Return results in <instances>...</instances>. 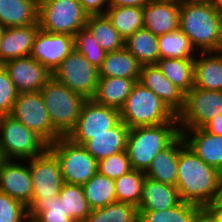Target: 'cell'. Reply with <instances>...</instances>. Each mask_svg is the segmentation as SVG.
I'll use <instances>...</instances> for the list:
<instances>
[{
    "instance_id": "cell-48",
    "label": "cell",
    "mask_w": 222,
    "mask_h": 222,
    "mask_svg": "<svg viewBox=\"0 0 222 222\" xmlns=\"http://www.w3.org/2000/svg\"><path fill=\"white\" fill-rule=\"evenodd\" d=\"M217 218L218 222H222V207H208Z\"/></svg>"
},
{
    "instance_id": "cell-13",
    "label": "cell",
    "mask_w": 222,
    "mask_h": 222,
    "mask_svg": "<svg viewBox=\"0 0 222 222\" xmlns=\"http://www.w3.org/2000/svg\"><path fill=\"white\" fill-rule=\"evenodd\" d=\"M33 185L32 200L55 198L64 180L56 156L47 149L43 154L29 159Z\"/></svg>"
},
{
    "instance_id": "cell-50",
    "label": "cell",
    "mask_w": 222,
    "mask_h": 222,
    "mask_svg": "<svg viewBox=\"0 0 222 222\" xmlns=\"http://www.w3.org/2000/svg\"><path fill=\"white\" fill-rule=\"evenodd\" d=\"M213 3H214V6H215V9L222 16V0H214Z\"/></svg>"
},
{
    "instance_id": "cell-17",
    "label": "cell",
    "mask_w": 222,
    "mask_h": 222,
    "mask_svg": "<svg viewBox=\"0 0 222 222\" xmlns=\"http://www.w3.org/2000/svg\"><path fill=\"white\" fill-rule=\"evenodd\" d=\"M180 2L152 0L143 7V28L156 36L179 28Z\"/></svg>"
},
{
    "instance_id": "cell-11",
    "label": "cell",
    "mask_w": 222,
    "mask_h": 222,
    "mask_svg": "<svg viewBox=\"0 0 222 222\" xmlns=\"http://www.w3.org/2000/svg\"><path fill=\"white\" fill-rule=\"evenodd\" d=\"M10 115L41 136L48 144L62 137L52 127L40 91L19 93Z\"/></svg>"
},
{
    "instance_id": "cell-35",
    "label": "cell",
    "mask_w": 222,
    "mask_h": 222,
    "mask_svg": "<svg viewBox=\"0 0 222 222\" xmlns=\"http://www.w3.org/2000/svg\"><path fill=\"white\" fill-rule=\"evenodd\" d=\"M145 177L144 171L132 169L114 180L116 201L129 203L138 208L142 199Z\"/></svg>"
},
{
    "instance_id": "cell-16",
    "label": "cell",
    "mask_w": 222,
    "mask_h": 222,
    "mask_svg": "<svg viewBox=\"0 0 222 222\" xmlns=\"http://www.w3.org/2000/svg\"><path fill=\"white\" fill-rule=\"evenodd\" d=\"M19 93L38 92L52 73L31 56L8 60L2 64Z\"/></svg>"
},
{
    "instance_id": "cell-21",
    "label": "cell",
    "mask_w": 222,
    "mask_h": 222,
    "mask_svg": "<svg viewBox=\"0 0 222 222\" xmlns=\"http://www.w3.org/2000/svg\"><path fill=\"white\" fill-rule=\"evenodd\" d=\"M180 134L168 147L161 150L145 171V176L161 183L176 186L179 151L185 146Z\"/></svg>"
},
{
    "instance_id": "cell-46",
    "label": "cell",
    "mask_w": 222,
    "mask_h": 222,
    "mask_svg": "<svg viewBox=\"0 0 222 222\" xmlns=\"http://www.w3.org/2000/svg\"><path fill=\"white\" fill-rule=\"evenodd\" d=\"M152 0H110L109 6H134L144 7Z\"/></svg>"
},
{
    "instance_id": "cell-9",
    "label": "cell",
    "mask_w": 222,
    "mask_h": 222,
    "mask_svg": "<svg viewBox=\"0 0 222 222\" xmlns=\"http://www.w3.org/2000/svg\"><path fill=\"white\" fill-rule=\"evenodd\" d=\"M222 115V91L193 87L184 96L183 110L177 115L180 131L202 128Z\"/></svg>"
},
{
    "instance_id": "cell-22",
    "label": "cell",
    "mask_w": 222,
    "mask_h": 222,
    "mask_svg": "<svg viewBox=\"0 0 222 222\" xmlns=\"http://www.w3.org/2000/svg\"><path fill=\"white\" fill-rule=\"evenodd\" d=\"M194 87L222 91V51L198 52L194 58Z\"/></svg>"
},
{
    "instance_id": "cell-37",
    "label": "cell",
    "mask_w": 222,
    "mask_h": 222,
    "mask_svg": "<svg viewBox=\"0 0 222 222\" xmlns=\"http://www.w3.org/2000/svg\"><path fill=\"white\" fill-rule=\"evenodd\" d=\"M28 217L31 222H74L66 216L63 202L58 196L44 200H32L28 207Z\"/></svg>"
},
{
    "instance_id": "cell-49",
    "label": "cell",
    "mask_w": 222,
    "mask_h": 222,
    "mask_svg": "<svg viewBox=\"0 0 222 222\" xmlns=\"http://www.w3.org/2000/svg\"><path fill=\"white\" fill-rule=\"evenodd\" d=\"M180 3H195V2H200V3H213L214 0H178Z\"/></svg>"
},
{
    "instance_id": "cell-52",
    "label": "cell",
    "mask_w": 222,
    "mask_h": 222,
    "mask_svg": "<svg viewBox=\"0 0 222 222\" xmlns=\"http://www.w3.org/2000/svg\"><path fill=\"white\" fill-rule=\"evenodd\" d=\"M1 34H2V28L0 27V37H1Z\"/></svg>"
},
{
    "instance_id": "cell-19",
    "label": "cell",
    "mask_w": 222,
    "mask_h": 222,
    "mask_svg": "<svg viewBox=\"0 0 222 222\" xmlns=\"http://www.w3.org/2000/svg\"><path fill=\"white\" fill-rule=\"evenodd\" d=\"M39 29V24L2 28L0 65L8 60L30 56Z\"/></svg>"
},
{
    "instance_id": "cell-32",
    "label": "cell",
    "mask_w": 222,
    "mask_h": 222,
    "mask_svg": "<svg viewBox=\"0 0 222 222\" xmlns=\"http://www.w3.org/2000/svg\"><path fill=\"white\" fill-rule=\"evenodd\" d=\"M105 14L125 40L143 28V7L109 6Z\"/></svg>"
},
{
    "instance_id": "cell-34",
    "label": "cell",
    "mask_w": 222,
    "mask_h": 222,
    "mask_svg": "<svg viewBox=\"0 0 222 222\" xmlns=\"http://www.w3.org/2000/svg\"><path fill=\"white\" fill-rule=\"evenodd\" d=\"M58 198L63 202L66 216L74 222H83L91 212L82 185L64 183Z\"/></svg>"
},
{
    "instance_id": "cell-3",
    "label": "cell",
    "mask_w": 222,
    "mask_h": 222,
    "mask_svg": "<svg viewBox=\"0 0 222 222\" xmlns=\"http://www.w3.org/2000/svg\"><path fill=\"white\" fill-rule=\"evenodd\" d=\"M178 121L156 126L130 128L126 151L132 169L146 171L153 158L168 147L179 135Z\"/></svg>"
},
{
    "instance_id": "cell-5",
    "label": "cell",
    "mask_w": 222,
    "mask_h": 222,
    "mask_svg": "<svg viewBox=\"0 0 222 222\" xmlns=\"http://www.w3.org/2000/svg\"><path fill=\"white\" fill-rule=\"evenodd\" d=\"M52 127L67 137L75 128L85 97L70 90L53 76L40 90Z\"/></svg>"
},
{
    "instance_id": "cell-26",
    "label": "cell",
    "mask_w": 222,
    "mask_h": 222,
    "mask_svg": "<svg viewBox=\"0 0 222 222\" xmlns=\"http://www.w3.org/2000/svg\"><path fill=\"white\" fill-rule=\"evenodd\" d=\"M136 81L122 77H99L92 98L96 103L120 110Z\"/></svg>"
},
{
    "instance_id": "cell-6",
    "label": "cell",
    "mask_w": 222,
    "mask_h": 222,
    "mask_svg": "<svg viewBox=\"0 0 222 222\" xmlns=\"http://www.w3.org/2000/svg\"><path fill=\"white\" fill-rule=\"evenodd\" d=\"M49 144L11 115L0 116V150L4 159L28 160L43 154Z\"/></svg>"
},
{
    "instance_id": "cell-45",
    "label": "cell",
    "mask_w": 222,
    "mask_h": 222,
    "mask_svg": "<svg viewBox=\"0 0 222 222\" xmlns=\"http://www.w3.org/2000/svg\"><path fill=\"white\" fill-rule=\"evenodd\" d=\"M202 128L209 133L222 136V115L213 117Z\"/></svg>"
},
{
    "instance_id": "cell-2",
    "label": "cell",
    "mask_w": 222,
    "mask_h": 222,
    "mask_svg": "<svg viewBox=\"0 0 222 222\" xmlns=\"http://www.w3.org/2000/svg\"><path fill=\"white\" fill-rule=\"evenodd\" d=\"M179 28L198 52L222 51V16L214 3H180Z\"/></svg>"
},
{
    "instance_id": "cell-28",
    "label": "cell",
    "mask_w": 222,
    "mask_h": 222,
    "mask_svg": "<svg viewBox=\"0 0 222 222\" xmlns=\"http://www.w3.org/2000/svg\"><path fill=\"white\" fill-rule=\"evenodd\" d=\"M125 48L141 65H155L160 59L158 36L142 28L125 40Z\"/></svg>"
},
{
    "instance_id": "cell-51",
    "label": "cell",
    "mask_w": 222,
    "mask_h": 222,
    "mask_svg": "<svg viewBox=\"0 0 222 222\" xmlns=\"http://www.w3.org/2000/svg\"><path fill=\"white\" fill-rule=\"evenodd\" d=\"M4 158H3V155L1 153V150H0V166H1V163L3 162Z\"/></svg>"
},
{
    "instance_id": "cell-7",
    "label": "cell",
    "mask_w": 222,
    "mask_h": 222,
    "mask_svg": "<svg viewBox=\"0 0 222 222\" xmlns=\"http://www.w3.org/2000/svg\"><path fill=\"white\" fill-rule=\"evenodd\" d=\"M48 149L57 158L64 183L83 185L98 172V161L68 137H59Z\"/></svg>"
},
{
    "instance_id": "cell-29",
    "label": "cell",
    "mask_w": 222,
    "mask_h": 222,
    "mask_svg": "<svg viewBox=\"0 0 222 222\" xmlns=\"http://www.w3.org/2000/svg\"><path fill=\"white\" fill-rule=\"evenodd\" d=\"M85 28L106 53L125 47V39L113 27L106 14L89 15Z\"/></svg>"
},
{
    "instance_id": "cell-42",
    "label": "cell",
    "mask_w": 222,
    "mask_h": 222,
    "mask_svg": "<svg viewBox=\"0 0 222 222\" xmlns=\"http://www.w3.org/2000/svg\"><path fill=\"white\" fill-rule=\"evenodd\" d=\"M19 92L6 69L0 65V116L10 115Z\"/></svg>"
},
{
    "instance_id": "cell-27",
    "label": "cell",
    "mask_w": 222,
    "mask_h": 222,
    "mask_svg": "<svg viewBox=\"0 0 222 222\" xmlns=\"http://www.w3.org/2000/svg\"><path fill=\"white\" fill-rule=\"evenodd\" d=\"M141 64L124 47L120 50L106 53L105 59L99 68V77H122L139 80Z\"/></svg>"
},
{
    "instance_id": "cell-31",
    "label": "cell",
    "mask_w": 222,
    "mask_h": 222,
    "mask_svg": "<svg viewBox=\"0 0 222 222\" xmlns=\"http://www.w3.org/2000/svg\"><path fill=\"white\" fill-rule=\"evenodd\" d=\"M158 47L160 59L195 58L198 54L191 40L180 28L158 36Z\"/></svg>"
},
{
    "instance_id": "cell-38",
    "label": "cell",
    "mask_w": 222,
    "mask_h": 222,
    "mask_svg": "<svg viewBox=\"0 0 222 222\" xmlns=\"http://www.w3.org/2000/svg\"><path fill=\"white\" fill-rule=\"evenodd\" d=\"M201 206L182 201L174 208L163 211H139L138 222H193Z\"/></svg>"
},
{
    "instance_id": "cell-25",
    "label": "cell",
    "mask_w": 222,
    "mask_h": 222,
    "mask_svg": "<svg viewBox=\"0 0 222 222\" xmlns=\"http://www.w3.org/2000/svg\"><path fill=\"white\" fill-rule=\"evenodd\" d=\"M39 0H1L0 27L10 28L38 23Z\"/></svg>"
},
{
    "instance_id": "cell-10",
    "label": "cell",
    "mask_w": 222,
    "mask_h": 222,
    "mask_svg": "<svg viewBox=\"0 0 222 222\" xmlns=\"http://www.w3.org/2000/svg\"><path fill=\"white\" fill-rule=\"evenodd\" d=\"M52 76L70 90L86 99H92L99 81V69L73 49L55 69Z\"/></svg>"
},
{
    "instance_id": "cell-30",
    "label": "cell",
    "mask_w": 222,
    "mask_h": 222,
    "mask_svg": "<svg viewBox=\"0 0 222 222\" xmlns=\"http://www.w3.org/2000/svg\"><path fill=\"white\" fill-rule=\"evenodd\" d=\"M155 65L184 94L194 87V58H163Z\"/></svg>"
},
{
    "instance_id": "cell-43",
    "label": "cell",
    "mask_w": 222,
    "mask_h": 222,
    "mask_svg": "<svg viewBox=\"0 0 222 222\" xmlns=\"http://www.w3.org/2000/svg\"><path fill=\"white\" fill-rule=\"evenodd\" d=\"M88 15L105 14L110 0H78Z\"/></svg>"
},
{
    "instance_id": "cell-15",
    "label": "cell",
    "mask_w": 222,
    "mask_h": 222,
    "mask_svg": "<svg viewBox=\"0 0 222 222\" xmlns=\"http://www.w3.org/2000/svg\"><path fill=\"white\" fill-rule=\"evenodd\" d=\"M0 191L20 201L26 207L31 205L33 185L29 159L24 161L16 159L3 160L0 166Z\"/></svg>"
},
{
    "instance_id": "cell-14",
    "label": "cell",
    "mask_w": 222,
    "mask_h": 222,
    "mask_svg": "<svg viewBox=\"0 0 222 222\" xmlns=\"http://www.w3.org/2000/svg\"><path fill=\"white\" fill-rule=\"evenodd\" d=\"M73 49L74 37L39 29L30 56L53 73Z\"/></svg>"
},
{
    "instance_id": "cell-8",
    "label": "cell",
    "mask_w": 222,
    "mask_h": 222,
    "mask_svg": "<svg viewBox=\"0 0 222 222\" xmlns=\"http://www.w3.org/2000/svg\"><path fill=\"white\" fill-rule=\"evenodd\" d=\"M88 16L78 0H39L38 23L45 32L74 37L85 28Z\"/></svg>"
},
{
    "instance_id": "cell-23",
    "label": "cell",
    "mask_w": 222,
    "mask_h": 222,
    "mask_svg": "<svg viewBox=\"0 0 222 222\" xmlns=\"http://www.w3.org/2000/svg\"><path fill=\"white\" fill-rule=\"evenodd\" d=\"M182 202L176 186L145 177L138 211H163Z\"/></svg>"
},
{
    "instance_id": "cell-36",
    "label": "cell",
    "mask_w": 222,
    "mask_h": 222,
    "mask_svg": "<svg viewBox=\"0 0 222 222\" xmlns=\"http://www.w3.org/2000/svg\"><path fill=\"white\" fill-rule=\"evenodd\" d=\"M138 208L124 202H113L91 210L83 222H138Z\"/></svg>"
},
{
    "instance_id": "cell-39",
    "label": "cell",
    "mask_w": 222,
    "mask_h": 222,
    "mask_svg": "<svg viewBox=\"0 0 222 222\" xmlns=\"http://www.w3.org/2000/svg\"><path fill=\"white\" fill-rule=\"evenodd\" d=\"M74 49L97 69L101 67L106 56V52L86 28L78 30L74 35Z\"/></svg>"
},
{
    "instance_id": "cell-40",
    "label": "cell",
    "mask_w": 222,
    "mask_h": 222,
    "mask_svg": "<svg viewBox=\"0 0 222 222\" xmlns=\"http://www.w3.org/2000/svg\"><path fill=\"white\" fill-rule=\"evenodd\" d=\"M97 168L100 174L113 180L132 170L126 150L99 160Z\"/></svg>"
},
{
    "instance_id": "cell-47",
    "label": "cell",
    "mask_w": 222,
    "mask_h": 222,
    "mask_svg": "<svg viewBox=\"0 0 222 222\" xmlns=\"http://www.w3.org/2000/svg\"><path fill=\"white\" fill-rule=\"evenodd\" d=\"M207 207H222V172H220L218 178L215 197L211 204Z\"/></svg>"
},
{
    "instance_id": "cell-4",
    "label": "cell",
    "mask_w": 222,
    "mask_h": 222,
    "mask_svg": "<svg viewBox=\"0 0 222 222\" xmlns=\"http://www.w3.org/2000/svg\"><path fill=\"white\" fill-rule=\"evenodd\" d=\"M121 121L129 128L156 126L178 121L177 116L150 89L136 82L119 110Z\"/></svg>"
},
{
    "instance_id": "cell-33",
    "label": "cell",
    "mask_w": 222,
    "mask_h": 222,
    "mask_svg": "<svg viewBox=\"0 0 222 222\" xmlns=\"http://www.w3.org/2000/svg\"><path fill=\"white\" fill-rule=\"evenodd\" d=\"M85 198L91 210L102 208L116 202L115 182L97 172L82 185Z\"/></svg>"
},
{
    "instance_id": "cell-20",
    "label": "cell",
    "mask_w": 222,
    "mask_h": 222,
    "mask_svg": "<svg viewBox=\"0 0 222 222\" xmlns=\"http://www.w3.org/2000/svg\"><path fill=\"white\" fill-rule=\"evenodd\" d=\"M185 144L207 165L222 172V136L203 128L180 131Z\"/></svg>"
},
{
    "instance_id": "cell-18",
    "label": "cell",
    "mask_w": 222,
    "mask_h": 222,
    "mask_svg": "<svg viewBox=\"0 0 222 222\" xmlns=\"http://www.w3.org/2000/svg\"><path fill=\"white\" fill-rule=\"evenodd\" d=\"M138 82L154 92L176 116L183 110L185 94L156 65H142Z\"/></svg>"
},
{
    "instance_id": "cell-44",
    "label": "cell",
    "mask_w": 222,
    "mask_h": 222,
    "mask_svg": "<svg viewBox=\"0 0 222 222\" xmlns=\"http://www.w3.org/2000/svg\"><path fill=\"white\" fill-rule=\"evenodd\" d=\"M193 222H218L216 215L207 207H200L193 218Z\"/></svg>"
},
{
    "instance_id": "cell-24",
    "label": "cell",
    "mask_w": 222,
    "mask_h": 222,
    "mask_svg": "<svg viewBox=\"0 0 222 222\" xmlns=\"http://www.w3.org/2000/svg\"><path fill=\"white\" fill-rule=\"evenodd\" d=\"M129 127L122 121L106 131L91 135L82 146L97 160L107 158L126 150Z\"/></svg>"
},
{
    "instance_id": "cell-12",
    "label": "cell",
    "mask_w": 222,
    "mask_h": 222,
    "mask_svg": "<svg viewBox=\"0 0 222 222\" xmlns=\"http://www.w3.org/2000/svg\"><path fill=\"white\" fill-rule=\"evenodd\" d=\"M121 121L118 109L87 99L82 106L75 128L67 136L72 142L83 145L91 135L106 133Z\"/></svg>"
},
{
    "instance_id": "cell-41",
    "label": "cell",
    "mask_w": 222,
    "mask_h": 222,
    "mask_svg": "<svg viewBox=\"0 0 222 222\" xmlns=\"http://www.w3.org/2000/svg\"><path fill=\"white\" fill-rule=\"evenodd\" d=\"M0 222H29L28 207L0 191Z\"/></svg>"
},
{
    "instance_id": "cell-1",
    "label": "cell",
    "mask_w": 222,
    "mask_h": 222,
    "mask_svg": "<svg viewBox=\"0 0 222 222\" xmlns=\"http://www.w3.org/2000/svg\"><path fill=\"white\" fill-rule=\"evenodd\" d=\"M176 188L182 201L209 206L216 193L220 171L207 165L187 145L178 156Z\"/></svg>"
}]
</instances>
